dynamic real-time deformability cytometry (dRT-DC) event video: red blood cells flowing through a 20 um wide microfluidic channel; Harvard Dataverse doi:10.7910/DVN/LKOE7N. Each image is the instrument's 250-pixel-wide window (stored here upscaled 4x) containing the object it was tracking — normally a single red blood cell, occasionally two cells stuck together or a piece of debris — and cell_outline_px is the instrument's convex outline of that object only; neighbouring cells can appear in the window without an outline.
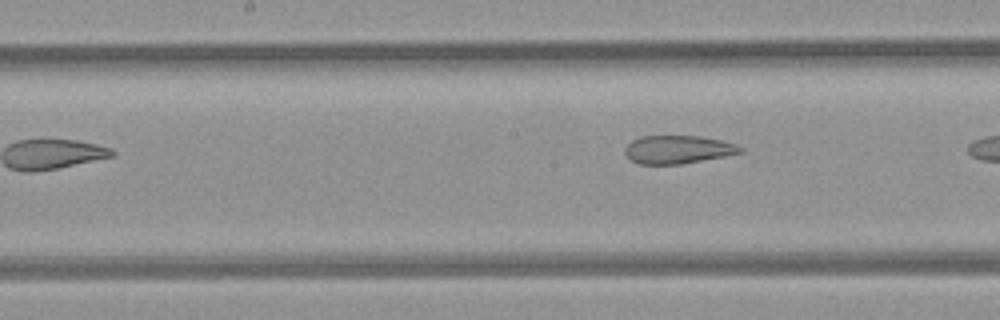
{"species": "common noctule bat (a hibernating species)", "species_latin": "Nyctalus noctula", "temperature_condition": "room temperature", "stored_images_in_passage": 7, "camera_frame_rate_fps": 3000, "um_per_image_px": 0.085, "animal": {"sex": "female", "body_mass_g": 21.9}, "frame": {"image": 1, "passage_image": 6, "time_ms": 6.667, "image_size_px": [1000, 320], "cell_outline_px": [[744, 152], [724, 156], [680, 164], [640, 164], [632, 160], [624, 152], [624, 148], [632, 140], [640, 136], [700, 136], [720, 140], [736, 144], [744, 148]], "centroid_in_image_um": [57.63, 12.7], "position_along_channel_um": 190.6, "area_um2": 18.84}}